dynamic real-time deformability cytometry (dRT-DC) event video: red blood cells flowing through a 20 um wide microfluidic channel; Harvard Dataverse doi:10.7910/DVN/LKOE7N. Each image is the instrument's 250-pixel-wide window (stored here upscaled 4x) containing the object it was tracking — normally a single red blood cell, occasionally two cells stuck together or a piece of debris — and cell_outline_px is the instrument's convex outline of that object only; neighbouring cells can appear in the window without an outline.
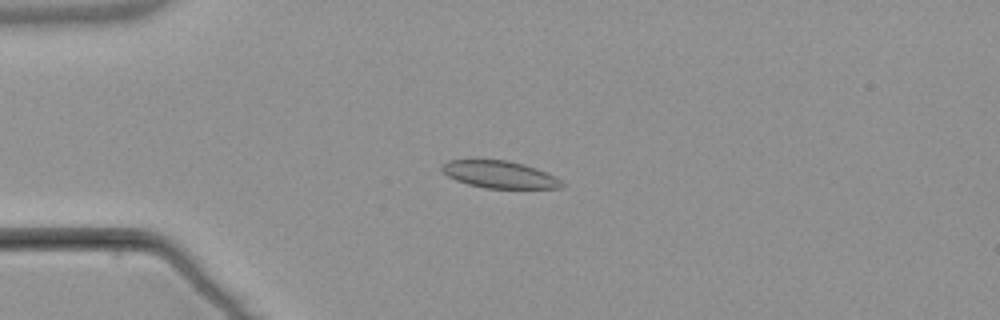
{"species": "common noctule bat (a hibernating species)", "species_latin": "Nyctalus noctula", "temperature_condition": "warm", "stored_images_in_passage": 5, "camera_frame_rate_fps": 3000, "um_per_image_px": 0.085, "animal": {"sex": "male", "body_mass_g": 21.5, "forearm_length_mm": 52.0}, "frame": {"image": 1, "passage_image": 4, "time_ms": 3.333, "image_size_px": [1000, 320], "cell_outline_px": [[564, 184], [560, 188], [484, 188], [468, 184], [456, 180], [448, 176], [440, 168], [448, 160], [508, 160], [524, 164], [536, 168], [556, 176]], "centroid_in_image_um": [42.48, 14.83], "position_along_channel_um": 42.5, "area_um2": 18.9}}